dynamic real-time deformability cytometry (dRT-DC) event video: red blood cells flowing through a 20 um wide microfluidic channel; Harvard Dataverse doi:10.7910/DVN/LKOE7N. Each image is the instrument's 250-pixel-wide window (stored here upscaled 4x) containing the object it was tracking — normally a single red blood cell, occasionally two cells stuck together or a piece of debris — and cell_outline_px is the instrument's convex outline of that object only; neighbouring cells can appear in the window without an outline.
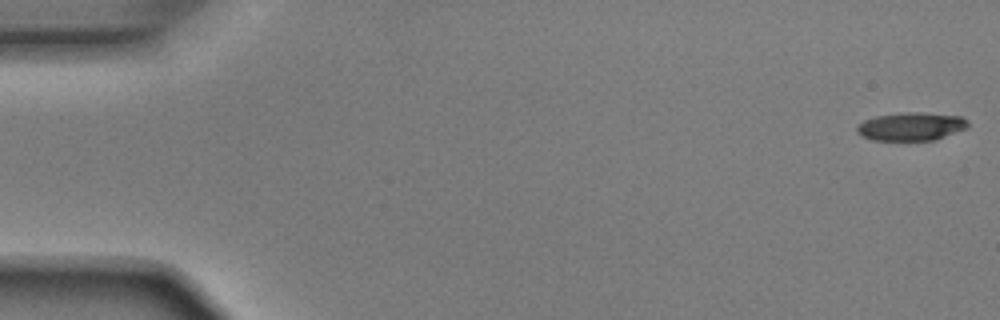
{"species": "Egyptian fruit bat (a non-hibernating species)", "species_latin": "Rousettus aegyptiacus", "temperature_condition": "room temperature", "stored_images_in_passage": 8, "camera_frame_rate_fps": 3000, "um_per_image_px": 0.085, "animal": {"sex": "male"}, "frame": {"image": 1, "passage_image": 1, "time_ms": 0.0, "image_size_px": [1000, 320], "cell_outline_px": [[968, 128], [936, 140], [872, 140], [856, 132], [856, 128], [864, 120], [876, 116], [900, 112], [916, 112], [960, 116], [968, 120]], "centroid_in_image_um": [77.47, 10.75], "position_along_channel_um": 7.5, "area_um2": 18.26}}